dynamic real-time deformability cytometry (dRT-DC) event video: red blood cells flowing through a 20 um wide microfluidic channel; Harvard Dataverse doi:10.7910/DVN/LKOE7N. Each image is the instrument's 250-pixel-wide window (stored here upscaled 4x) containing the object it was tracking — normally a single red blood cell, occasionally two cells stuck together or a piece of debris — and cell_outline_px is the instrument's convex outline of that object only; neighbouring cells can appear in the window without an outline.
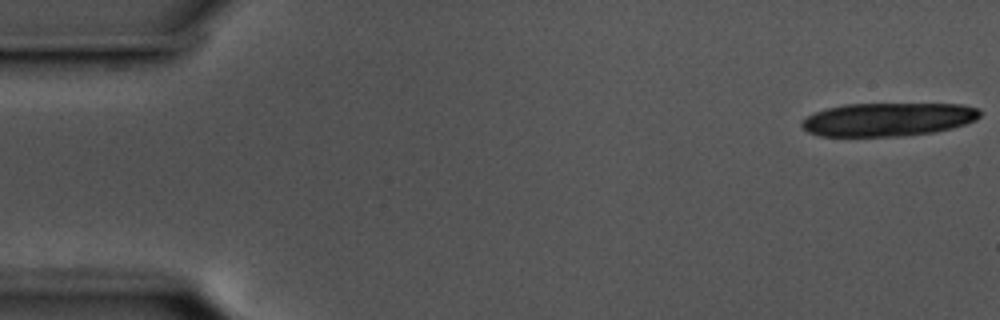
{"species": "common noctule bat (a hibernating species)", "species_latin": "Nyctalus noctula", "temperature_condition": "cold", "stored_images_in_passage": 18, "camera_frame_rate_fps": 3000, "um_per_image_px": 0.085, "animal": {"sex": "male", "body_mass_g": 17.5, "forearm_length_mm": 52.3}, "frame": {"image": 1, "passage_image": 1, "time_ms": 0.0, "image_size_px": [1000, 320], "cell_outline_px": [[980, 116], [976, 120], [952, 128], [936, 132], [904, 136], [820, 136], [808, 132], [800, 124], [808, 116], [816, 112], [828, 108], [844, 104], [964, 104], [980, 108]], "centroid_in_image_um": [75.53, 10.15], "position_along_channel_um": 9.5, "area_um2": 34.74}}